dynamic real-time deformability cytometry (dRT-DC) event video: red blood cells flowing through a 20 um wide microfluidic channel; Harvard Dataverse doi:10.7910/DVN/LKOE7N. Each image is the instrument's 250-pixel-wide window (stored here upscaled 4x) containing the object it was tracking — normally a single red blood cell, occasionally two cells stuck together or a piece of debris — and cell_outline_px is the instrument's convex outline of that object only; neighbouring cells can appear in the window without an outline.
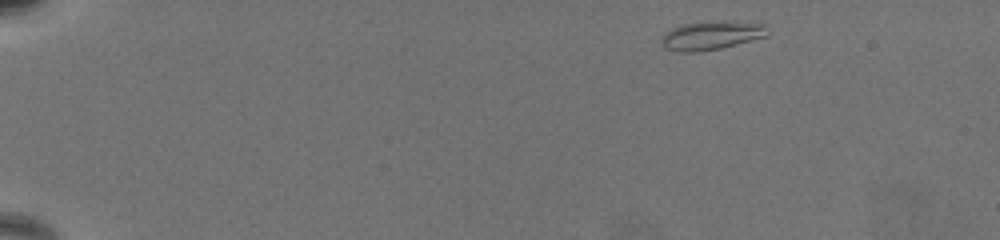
{"species": "common noctule bat (a hibernating species)", "species_latin": "Nyctalus noctula", "temperature_condition": "warm", "stored_images_in_passage": 57, "camera_frame_rate_fps": 3000, "um_per_image_px": 0.085, "animal": {"sex": "female", "body_mass_g": 19.5, "forearm_length_mm": 54.1}, "frame": {"image": 1, "passage_image": 1, "time_ms": 0.0, "image_size_px": [1000, 240], "cell_outline_px": [[768, 36], [720, 48], [700, 52], [680, 52], [664, 48], [660, 44], [660, 40], [664, 32], [672, 28], [684, 24], [764, 24], [768, 28]], "centroid_in_image_um": [60.37, 3.09], "position_along_channel_um": 24.6, "area_um2": 16.76}}
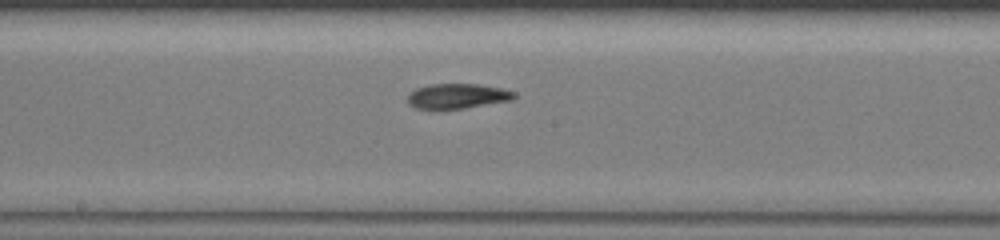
{"frame": {"image": 2, "passage_image": 30, "time_ms": 9.667, "image_size_px": [1000, 240], "cell_outline_px": [[516, 96], [512, 100], [464, 108], [416, 108], [408, 104], [408, 92], [416, 88], [432, 84], [480, 84], [500, 88], [516, 92]], "centroid_in_image_um": [38.88, 8.15], "position_along_channel_um": 209.3, "area_um2": 15.37}}
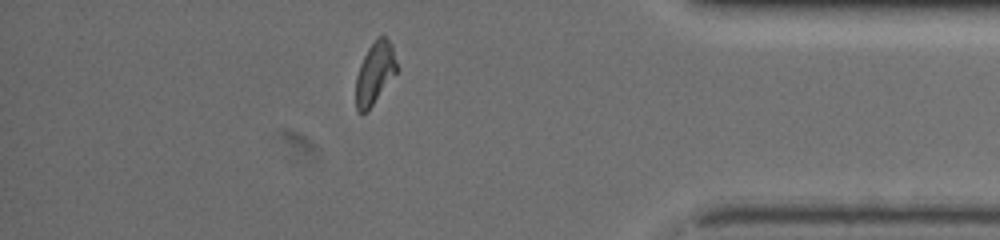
{"frame": {"image": 3, "passage_image": 50, "time_ms": 16.333, "image_size_px": [1000, 240], "cell_outline_px": [[396, 72], [372, 104], [364, 112], [360, 112], [356, 108], [356, 76], [360, 64], [368, 48], [376, 36], [384, 36], [392, 44], [396, 64]], "centroid_in_image_um": [31.84, 6.15], "position_along_channel_um": 403.4, "area_um2": 14.28}, "authors_computed_cell_mechanics": {"area_um2": 15.3748, "velocity_mm_per_s": 3.2732, "shape_relaxation_time_tau1_ms": 7.4492, "shape_relaxation_time_tau2_ms": 3.1848, "deformation_change_tau1": 0.2422, "deformation_change_tau2": 0.0914}}